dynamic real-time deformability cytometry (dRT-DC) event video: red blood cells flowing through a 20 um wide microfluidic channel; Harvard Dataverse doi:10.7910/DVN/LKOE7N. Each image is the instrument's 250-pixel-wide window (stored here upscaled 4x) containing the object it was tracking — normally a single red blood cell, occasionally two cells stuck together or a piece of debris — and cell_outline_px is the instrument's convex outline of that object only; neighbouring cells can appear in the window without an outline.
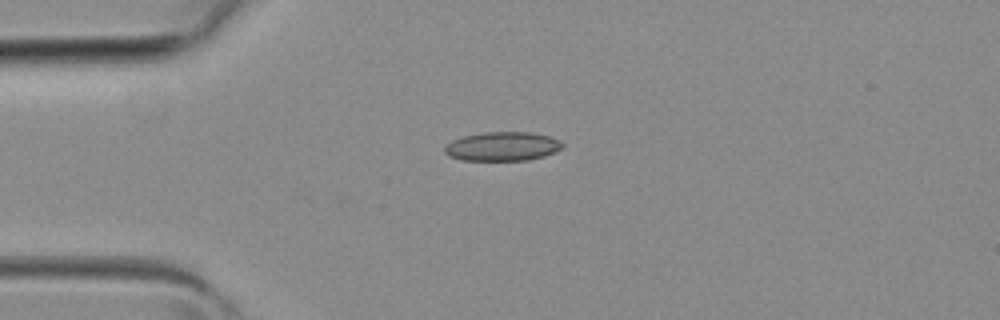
{"species": "common noctule bat (a hibernating species)", "species_latin": "Nyctalus noctula", "temperature_condition": "room temperature", "stored_images_in_passage": 4, "camera_frame_rate_fps": 3000, "um_per_image_px": 0.085, "animal": {"sex": "female", "body_mass_g": 19.3, "forearm_length_mm": 54.1}, "frame": {"image": 1, "passage_image": 3, "time_ms": 0.667, "image_size_px": [1000, 320], "cell_outline_px": [[564, 148], [544, 156], [528, 160], [464, 160], [448, 156], [444, 152], [444, 148], [452, 140], [464, 136], [484, 132], [532, 132], [548, 136], [564, 144]], "centroid_in_image_um": [42.71, 12.44], "position_along_channel_um": 42.3, "area_um2": 19.83}}